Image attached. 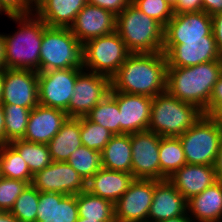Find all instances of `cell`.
<instances>
[{
  "label": "cell",
  "mask_w": 222,
  "mask_h": 222,
  "mask_svg": "<svg viewBox=\"0 0 222 222\" xmlns=\"http://www.w3.org/2000/svg\"><path fill=\"white\" fill-rule=\"evenodd\" d=\"M167 60L163 52L131 53L111 78V90L155 97L166 91Z\"/></svg>",
  "instance_id": "obj_1"
},
{
  "label": "cell",
  "mask_w": 222,
  "mask_h": 222,
  "mask_svg": "<svg viewBox=\"0 0 222 222\" xmlns=\"http://www.w3.org/2000/svg\"><path fill=\"white\" fill-rule=\"evenodd\" d=\"M221 74L222 58L190 67L167 68L166 90L180 101L197 106L205 114Z\"/></svg>",
  "instance_id": "obj_2"
},
{
  "label": "cell",
  "mask_w": 222,
  "mask_h": 222,
  "mask_svg": "<svg viewBox=\"0 0 222 222\" xmlns=\"http://www.w3.org/2000/svg\"><path fill=\"white\" fill-rule=\"evenodd\" d=\"M19 23L12 35L4 34L5 69H27L40 72V48L47 24L35 13L12 16Z\"/></svg>",
  "instance_id": "obj_3"
},
{
  "label": "cell",
  "mask_w": 222,
  "mask_h": 222,
  "mask_svg": "<svg viewBox=\"0 0 222 222\" xmlns=\"http://www.w3.org/2000/svg\"><path fill=\"white\" fill-rule=\"evenodd\" d=\"M116 32L131 53L163 52L164 27L132 3L116 16Z\"/></svg>",
  "instance_id": "obj_4"
},
{
  "label": "cell",
  "mask_w": 222,
  "mask_h": 222,
  "mask_svg": "<svg viewBox=\"0 0 222 222\" xmlns=\"http://www.w3.org/2000/svg\"><path fill=\"white\" fill-rule=\"evenodd\" d=\"M203 114L197 106L180 101L166 90L153 97L148 131L161 137H179Z\"/></svg>",
  "instance_id": "obj_5"
},
{
  "label": "cell",
  "mask_w": 222,
  "mask_h": 222,
  "mask_svg": "<svg viewBox=\"0 0 222 222\" xmlns=\"http://www.w3.org/2000/svg\"><path fill=\"white\" fill-rule=\"evenodd\" d=\"M83 68L82 44L67 27L46 26L40 48V72Z\"/></svg>",
  "instance_id": "obj_6"
},
{
  "label": "cell",
  "mask_w": 222,
  "mask_h": 222,
  "mask_svg": "<svg viewBox=\"0 0 222 222\" xmlns=\"http://www.w3.org/2000/svg\"><path fill=\"white\" fill-rule=\"evenodd\" d=\"M82 54L83 69L111 79L131 52L115 31L85 42Z\"/></svg>",
  "instance_id": "obj_7"
},
{
  "label": "cell",
  "mask_w": 222,
  "mask_h": 222,
  "mask_svg": "<svg viewBox=\"0 0 222 222\" xmlns=\"http://www.w3.org/2000/svg\"><path fill=\"white\" fill-rule=\"evenodd\" d=\"M187 164L214 165L222 129L206 114L179 136Z\"/></svg>",
  "instance_id": "obj_8"
},
{
  "label": "cell",
  "mask_w": 222,
  "mask_h": 222,
  "mask_svg": "<svg viewBox=\"0 0 222 222\" xmlns=\"http://www.w3.org/2000/svg\"><path fill=\"white\" fill-rule=\"evenodd\" d=\"M83 68L38 72L39 104L63 110L68 115L70 99Z\"/></svg>",
  "instance_id": "obj_9"
},
{
  "label": "cell",
  "mask_w": 222,
  "mask_h": 222,
  "mask_svg": "<svg viewBox=\"0 0 222 222\" xmlns=\"http://www.w3.org/2000/svg\"><path fill=\"white\" fill-rule=\"evenodd\" d=\"M111 90V79L83 69L77 76L68 117L86 116Z\"/></svg>",
  "instance_id": "obj_10"
},
{
  "label": "cell",
  "mask_w": 222,
  "mask_h": 222,
  "mask_svg": "<svg viewBox=\"0 0 222 222\" xmlns=\"http://www.w3.org/2000/svg\"><path fill=\"white\" fill-rule=\"evenodd\" d=\"M154 194V180L134 179L114 203L115 222H147Z\"/></svg>",
  "instance_id": "obj_11"
},
{
  "label": "cell",
  "mask_w": 222,
  "mask_h": 222,
  "mask_svg": "<svg viewBox=\"0 0 222 222\" xmlns=\"http://www.w3.org/2000/svg\"><path fill=\"white\" fill-rule=\"evenodd\" d=\"M132 167L135 179L161 180L159 143L161 136L152 131L131 133Z\"/></svg>",
  "instance_id": "obj_12"
},
{
  "label": "cell",
  "mask_w": 222,
  "mask_h": 222,
  "mask_svg": "<svg viewBox=\"0 0 222 222\" xmlns=\"http://www.w3.org/2000/svg\"><path fill=\"white\" fill-rule=\"evenodd\" d=\"M38 72L27 69L4 70L2 105L33 109L39 104Z\"/></svg>",
  "instance_id": "obj_13"
},
{
  "label": "cell",
  "mask_w": 222,
  "mask_h": 222,
  "mask_svg": "<svg viewBox=\"0 0 222 222\" xmlns=\"http://www.w3.org/2000/svg\"><path fill=\"white\" fill-rule=\"evenodd\" d=\"M39 192L77 195L86 190V182L67 162H52L33 175L31 183Z\"/></svg>",
  "instance_id": "obj_14"
},
{
  "label": "cell",
  "mask_w": 222,
  "mask_h": 222,
  "mask_svg": "<svg viewBox=\"0 0 222 222\" xmlns=\"http://www.w3.org/2000/svg\"><path fill=\"white\" fill-rule=\"evenodd\" d=\"M212 30V18L201 12L174 14L164 27L163 45H181L184 41L206 40Z\"/></svg>",
  "instance_id": "obj_15"
},
{
  "label": "cell",
  "mask_w": 222,
  "mask_h": 222,
  "mask_svg": "<svg viewBox=\"0 0 222 222\" xmlns=\"http://www.w3.org/2000/svg\"><path fill=\"white\" fill-rule=\"evenodd\" d=\"M167 68L190 67L221 59L213 32L206 40L184 41L181 45H163Z\"/></svg>",
  "instance_id": "obj_16"
},
{
  "label": "cell",
  "mask_w": 222,
  "mask_h": 222,
  "mask_svg": "<svg viewBox=\"0 0 222 222\" xmlns=\"http://www.w3.org/2000/svg\"><path fill=\"white\" fill-rule=\"evenodd\" d=\"M70 30L83 45L88 40L115 32L116 15L87 3L76 15Z\"/></svg>",
  "instance_id": "obj_17"
},
{
  "label": "cell",
  "mask_w": 222,
  "mask_h": 222,
  "mask_svg": "<svg viewBox=\"0 0 222 222\" xmlns=\"http://www.w3.org/2000/svg\"><path fill=\"white\" fill-rule=\"evenodd\" d=\"M153 98L145 95L117 92L120 111V134H131L148 130Z\"/></svg>",
  "instance_id": "obj_18"
},
{
  "label": "cell",
  "mask_w": 222,
  "mask_h": 222,
  "mask_svg": "<svg viewBox=\"0 0 222 222\" xmlns=\"http://www.w3.org/2000/svg\"><path fill=\"white\" fill-rule=\"evenodd\" d=\"M67 118L68 115L63 110L38 104L30 111L23 140L48 144Z\"/></svg>",
  "instance_id": "obj_19"
},
{
  "label": "cell",
  "mask_w": 222,
  "mask_h": 222,
  "mask_svg": "<svg viewBox=\"0 0 222 222\" xmlns=\"http://www.w3.org/2000/svg\"><path fill=\"white\" fill-rule=\"evenodd\" d=\"M187 212V200L168 179L154 180V194L147 222H159Z\"/></svg>",
  "instance_id": "obj_20"
},
{
  "label": "cell",
  "mask_w": 222,
  "mask_h": 222,
  "mask_svg": "<svg viewBox=\"0 0 222 222\" xmlns=\"http://www.w3.org/2000/svg\"><path fill=\"white\" fill-rule=\"evenodd\" d=\"M77 195L39 192L36 222H77Z\"/></svg>",
  "instance_id": "obj_21"
},
{
  "label": "cell",
  "mask_w": 222,
  "mask_h": 222,
  "mask_svg": "<svg viewBox=\"0 0 222 222\" xmlns=\"http://www.w3.org/2000/svg\"><path fill=\"white\" fill-rule=\"evenodd\" d=\"M168 180L188 201L216 182L213 165L185 164Z\"/></svg>",
  "instance_id": "obj_22"
},
{
  "label": "cell",
  "mask_w": 222,
  "mask_h": 222,
  "mask_svg": "<svg viewBox=\"0 0 222 222\" xmlns=\"http://www.w3.org/2000/svg\"><path fill=\"white\" fill-rule=\"evenodd\" d=\"M134 179L132 173L101 168L86 182V190L114 204L128 190Z\"/></svg>",
  "instance_id": "obj_23"
},
{
  "label": "cell",
  "mask_w": 222,
  "mask_h": 222,
  "mask_svg": "<svg viewBox=\"0 0 222 222\" xmlns=\"http://www.w3.org/2000/svg\"><path fill=\"white\" fill-rule=\"evenodd\" d=\"M193 222H222V183L214 182L187 201Z\"/></svg>",
  "instance_id": "obj_24"
},
{
  "label": "cell",
  "mask_w": 222,
  "mask_h": 222,
  "mask_svg": "<svg viewBox=\"0 0 222 222\" xmlns=\"http://www.w3.org/2000/svg\"><path fill=\"white\" fill-rule=\"evenodd\" d=\"M88 0H42L34 13L50 27H67L74 23L78 12Z\"/></svg>",
  "instance_id": "obj_25"
},
{
  "label": "cell",
  "mask_w": 222,
  "mask_h": 222,
  "mask_svg": "<svg viewBox=\"0 0 222 222\" xmlns=\"http://www.w3.org/2000/svg\"><path fill=\"white\" fill-rule=\"evenodd\" d=\"M80 133L81 117H68L59 132L48 143L52 161L66 162L70 154L82 145Z\"/></svg>",
  "instance_id": "obj_26"
},
{
  "label": "cell",
  "mask_w": 222,
  "mask_h": 222,
  "mask_svg": "<svg viewBox=\"0 0 222 222\" xmlns=\"http://www.w3.org/2000/svg\"><path fill=\"white\" fill-rule=\"evenodd\" d=\"M101 159L102 168L104 169L131 173V135H113L101 152Z\"/></svg>",
  "instance_id": "obj_27"
},
{
  "label": "cell",
  "mask_w": 222,
  "mask_h": 222,
  "mask_svg": "<svg viewBox=\"0 0 222 222\" xmlns=\"http://www.w3.org/2000/svg\"><path fill=\"white\" fill-rule=\"evenodd\" d=\"M77 207L79 218L115 222L114 204L107 199L89 193L87 190L77 194Z\"/></svg>",
  "instance_id": "obj_28"
},
{
  "label": "cell",
  "mask_w": 222,
  "mask_h": 222,
  "mask_svg": "<svg viewBox=\"0 0 222 222\" xmlns=\"http://www.w3.org/2000/svg\"><path fill=\"white\" fill-rule=\"evenodd\" d=\"M161 180L168 179L186 163L179 137H161L159 143Z\"/></svg>",
  "instance_id": "obj_29"
},
{
  "label": "cell",
  "mask_w": 222,
  "mask_h": 222,
  "mask_svg": "<svg viewBox=\"0 0 222 222\" xmlns=\"http://www.w3.org/2000/svg\"><path fill=\"white\" fill-rule=\"evenodd\" d=\"M86 117L90 121L108 129L113 135L120 134V111L117 105V91H110Z\"/></svg>",
  "instance_id": "obj_30"
},
{
  "label": "cell",
  "mask_w": 222,
  "mask_h": 222,
  "mask_svg": "<svg viewBox=\"0 0 222 222\" xmlns=\"http://www.w3.org/2000/svg\"><path fill=\"white\" fill-rule=\"evenodd\" d=\"M0 176L26 181L29 185L33 180L25 160L10 143L0 146Z\"/></svg>",
  "instance_id": "obj_31"
},
{
  "label": "cell",
  "mask_w": 222,
  "mask_h": 222,
  "mask_svg": "<svg viewBox=\"0 0 222 222\" xmlns=\"http://www.w3.org/2000/svg\"><path fill=\"white\" fill-rule=\"evenodd\" d=\"M10 144L25 160L32 175H35L53 162L48 144L33 143L23 139L13 140Z\"/></svg>",
  "instance_id": "obj_32"
},
{
  "label": "cell",
  "mask_w": 222,
  "mask_h": 222,
  "mask_svg": "<svg viewBox=\"0 0 222 222\" xmlns=\"http://www.w3.org/2000/svg\"><path fill=\"white\" fill-rule=\"evenodd\" d=\"M87 182L97 171L102 168L101 152L81 145L70 154L66 161Z\"/></svg>",
  "instance_id": "obj_33"
},
{
  "label": "cell",
  "mask_w": 222,
  "mask_h": 222,
  "mask_svg": "<svg viewBox=\"0 0 222 222\" xmlns=\"http://www.w3.org/2000/svg\"><path fill=\"white\" fill-rule=\"evenodd\" d=\"M5 115V138L10 143L23 139L31 109L16 105H2Z\"/></svg>",
  "instance_id": "obj_34"
},
{
  "label": "cell",
  "mask_w": 222,
  "mask_h": 222,
  "mask_svg": "<svg viewBox=\"0 0 222 222\" xmlns=\"http://www.w3.org/2000/svg\"><path fill=\"white\" fill-rule=\"evenodd\" d=\"M38 205L39 191L30 184L16 199L9 213L15 216L20 222H36Z\"/></svg>",
  "instance_id": "obj_35"
},
{
  "label": "cell",
  "mask_w": 222,
  "mask_h": 222,
  "mask_svg": "<svg viewBox=\"0 0 222 222\" xmlns=\"http://www.w3.org/2000/svg\"><path fill=\"white\" fill-rule=\"evenodd\" d=\"M112 136L113 134L108 129L90 121L86 116L81 117L80 139L82 145L102 152Z\"/></svg>",
  "instance_id": "obj_36"
},
{
  "label": "cell",
  "mask_w": 222,
  "mask_h": 222,
  "mask_svg": "<svg viewBox=\"0 0 222 222\" xmlns=\"http://www.w3.org/2000/svg\"><path fill=\"white\" fill-rule=\"evenodd\" d=\"M131 3L163 27L174 16L173 8L164 0H132Z\"/></svg>",
  "instance_id": "obj_37"
},
{
  "label": "cell",
  "mask_w": 222,
  "mask_h": 222,
  "mask_svg": "<svg viewBox=\"0 0 222 222\" xmlns=\"http://www.w3.org/2000/svg\"><path fill=\"white\" fill-rule=\"evenodd\" d=\"M28 185L26 181L0 176V211L10 212L16 199Z\"/></svg>",
  "instance_id": "obj_38"
},
{
  "label": "cell",
  "mask_w": 222,
  "mask_h": 222,
  "mask_svg": "<svg viewBox=\"0 0 222 222\" xmlns=\"http://www.w3.org/2000/svg\"><path fill=\"white\" fill-rule=\"evenodd\" d=\"M0 3L12 16L34 13V8L27 0H0Z\"/></svg>",
  "instance_id": "obj_39"
},
{
  "label": "cell",
  "mask_w": 222,
  "mask_h": 222,
  "mask_svg": "<svg viewBox=\"0 0 222 222\" xmlns=\"http://www.w3.org/2000/svg\"><path fill=\"white\" fill-rule=\"evenodd\" d=\"M131 2L132 0H88V4L106 9L116 16L126 9Z\"/></svg>",
  "instance_id": "obj_40"
},
{
  "label": "cell",
  "mask_w": 222,
  "mask_h": 222,
  "mask_svg": "<svg viewBox=\"0 0 222 222\" xmlns=\"http://www.w3.org/2000/svg\"><path fill=\"white\" fill-rule=\"evenodd\" d=\"M201 11H203L202 0H178L175 8L173 9L174 14Z\"/></svg>",
  "instance_id": "obj_41"
},
{
  "label": "cell",
  "mask_w": 222,
  "mask_h": 222,
  "mask_svg": "<svg viewBox=\"0 0 222 222\" xmlns=\"http://www.w3.org/2000/svg\"><path fill=\"white\" fill-rule=\"evenodd\" d=\"M212 30L219 55L222 58V13L211 16Z\"/></svg>",
  "instance_id": "obj_42"
},
{
  "label": "cell",
  "mask_w": 222,
  "mask_h": 222,
  "mask_svg": "<svg viewBox=\"0 0 222 222\" xmlns=\"http://www.w3.org/2000/svg\"><path fill=\"white\" fill-rule=\"evenodd\" d=\"M220 104H222V74L213 87L208 104V111L205 114L208 115L217 105Z\"/></svg>",
  "instance_id": "obj_43"
},
{
  "label": "cell",
  "mask_w": 222,
  "mask_h": 222,
  "mask_svg": "<svg viewBox=\"0 0 222 222\" xmlns=\"http://www.w3.org/2000/svg\"><path fill=\"white\" fill-rule=\"evenodd\" d=\"M202 8L210 16L222 13V0H202Z\"/></svg>",
  "instance_id": "obj_44"
},
{
  "label": "cell",
  "mask_w": 222,
  "mask_h": 222,
  "mask_svg": "<svg viewBox=\"0 0 222 222\" xmlns=\"http://www.w3.org/2000/svg\"><path fill=\"white\" fill-rule=\"evenodd\" d=\"M213 166L215 169L216 181L222 183V140Z\"/></svg>",
  "instance_id": "obj_45"
},
{
  "label": "cell",
  "mask_w": 222,
  "mask_h": 222,
  "mask_svg": "<svg viewBox=\"0 0 222 222\" xmlns=\"http://www.w3.org/2000/svg\"><path fill=\"white\" fill-rule=\"evenodd\" d=\"M5 138V115L2 104L0 103V146L8 144Z\"/></svg>",
  "instance_id": "obj_46"
},
{
  "label": "cell",
  "mask_w": 222,
  "mask_h": 222,
  "mask_svg": "<svg viewBox=\"0 0 222 222\" xmlns=\"http://www.w3.org/2000/svg\"><path fill=\"white\" fill-rule=\"evenodd\" d=\"M208 116L222 129V104L217 105Z\"/></svg>",
  "instance_id": "obj_47"
},
{
  "label": "cell",
  "mask_w": 222,
  "mask_h": 222,
  "mask_svg": "<svg viewBox=\"0 0 222 222\" xmlns=\"http://www.w3.org/2000/svg\"><path fill=\"white\" fill-rule=\"evenodd\" d=\"M5 39L3 33L0 34V69H5Z\"/></svg>",
  "instance_id": "obj_48"
},
{
  "label": "cell",
  "mask_w": 222,
  "mask_h": 222,
  "mask_svg": "<svg viewBox=\"0 0 222 222\" xmlns=\"http://www.w3.org/2000/svg\"><path fill=\"white\" fill-rule=\"evenodd\" d=\"M159 222H193L192 218L189 216L188 212L185 215H181L174 218L165 219Z\"/></svg>",
  "instance_id": "obj_49"
},
{
  "label": "cell",
  "mask_w": 222,
  "mask_h": 222,
  "mask_svg": "<svg viewBox=\"0 0 222 222\" xmlns=\"http://www.w3.org/2000/svg\"><path fill=\"white\" fill-rule=\"evenodd\" d=\"M0 222H20L15 216L9 212L0 211Z\"/></svg>",
  "instance_id": "obj_50"
},
{
  "label": "cell",
  "mask_w": 222,
  "mask_h": 222,
  "mask_svg": "<svg viewBox=\"0 0 222 222\" xmlns=\"http://www.w3.org/2000/svg\"><path fill=\"white\" fill-rule=\"evenodd\" d=\"M4 70L5 69H0V103L2 102V96H3Z\"/></svg>",
  "instance_id": "obj_51"
},
{
  "label": "cell",
  "mask_w": 222,
  "mask_h": 222,
  "mask_svg": "<svg viewBox=\"0 0 222 222\" xmlns=\"http://www.w3.org/2000/svg\"><path fill=\"white\" fill-rule=\"evenodd\" d=\"M5 13L6 16H8L9 19L12 18V15L4 8V6L0 3V14Z\"/></svg>",
  "instance_id": "obj_52"
},
{
  "label": "cell",
  "mask_w": 222,
  "mask_h": 222,
  "mask_svg": "<svg viewBox=\"0 0 222 222\" xmlns=\"http://www.w3.org/2000/svg\"><path fill=\"white\" fill-rule=\"evenodd\" d=\"M42 0H27V2L35 9Z\"/></svg>",
  "instance_id": "obj_53"
},
{
  "label": "cell",
  "mask_w": 222,
  "mask_h": 222,
  "mask_svg": "<svg viewBox=\"0 0 222 222\" xmlns=\"http://www.w3.org/2000/svg\"><path fill=\"white\" fill-rule=\"evenodd\" d=\"M168 5H170L173 9L175 8L178 0H164Z\"/></svg>",
  "instance_id": "obj_54"
},
{
  "label": "cell",
  "mask_w": 222,
  "mask_h": 222,
  "mask_svg": "<svg viewBox=\"0 0 222 222\" xmlns=\"http://www.w3.org/2000/svg\"><path fill=\"white\" fill-rule=\"evenodd\" d=\"M77 222H100L98 220H88L87 218H78Z\"/></svg>",
  "instance_id": "obj_55"
}]
</instances>
